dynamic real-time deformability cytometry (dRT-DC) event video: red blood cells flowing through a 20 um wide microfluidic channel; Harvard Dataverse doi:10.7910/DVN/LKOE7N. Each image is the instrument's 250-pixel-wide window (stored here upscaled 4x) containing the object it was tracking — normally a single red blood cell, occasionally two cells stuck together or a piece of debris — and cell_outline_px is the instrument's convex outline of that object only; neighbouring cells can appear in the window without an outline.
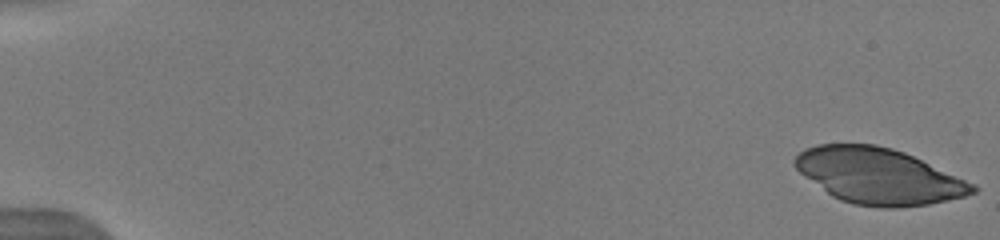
{"species": "human", "species_latin": "Homo sapiens", "temperature_condition": "warm", "stored_images_in_passage": 51, "camera_frame_rate_fps": 3000, "um_per_image_px": 0.085, "donor": {"sex": "male"}, "frame": {"image": 1, "passage_image": 1, "time_ms": 0.0, "image_size_px": [1000, 240], "cell_outline_px": [[980, 188], [976, 192], [964, 196], [928, 204], [896, 208], [880, 208], [852, 204], [840, 200], [832, 196], [804, 176], [792, 164], [792, 160], [804, 148], [816, 144], [876, 144], [892, 148], [904, 152], [976, 184]], "centroid_in_image_um": [74.67, 14.96], "position_along_channel_um": 10.3, "area_um2": 57.92}}